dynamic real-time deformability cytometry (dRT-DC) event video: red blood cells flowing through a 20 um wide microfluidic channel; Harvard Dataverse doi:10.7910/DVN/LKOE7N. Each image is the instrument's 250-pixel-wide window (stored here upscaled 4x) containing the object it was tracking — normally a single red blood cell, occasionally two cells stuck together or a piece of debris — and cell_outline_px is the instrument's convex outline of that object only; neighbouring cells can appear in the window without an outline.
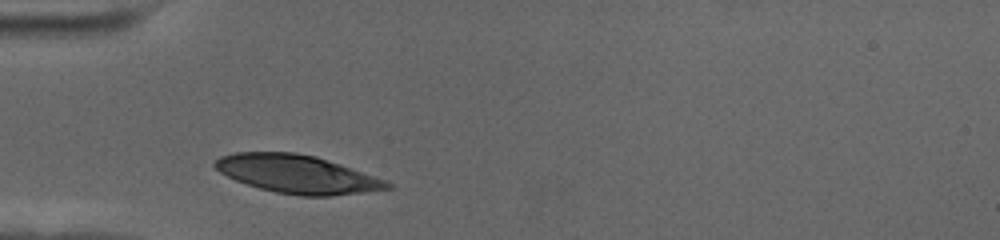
{"species": "human", "species_latin": "Homo sapiens", "temperature_condition": "cold", "stored_images_in_passage": 22, "camera_frame_rate_fps": 3000, "um_per_image_px": 0.085, "donor": {"sex": "female"}, "frame": {"image": 1, "passage_image": 1, "time_ms": 0.0, "image_size_px": [1000, 240], "cell_outline_px": [[392, 188], [332, 196], [300, 196], [276, 192], [260, 188], [236, 180], [220, 172], [212, 164], [220, 156], [236, 152], [296, 152], [316, 156], [340, 164], [384, 180], [392, 184]], "centroid_in_image_um": [25.23, 14.79], "position_along_channel_um": 59.8, "area_um2": 37.97}}
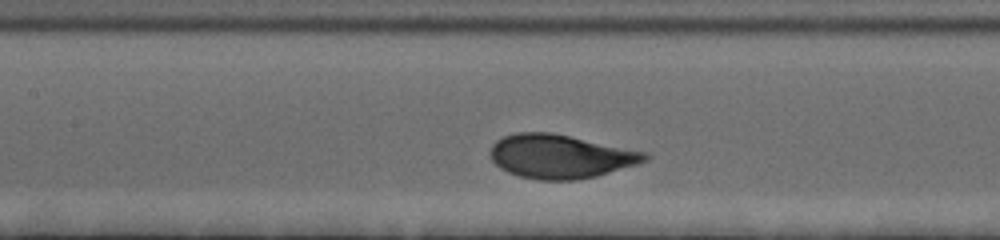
{"frame": {"image": 2, "passage_image": 10, "time_ms": 3.0, "image_size_px": [1000, 240], "cell_outline_px": [[652, 156], [648, 160], [636, 164], [596, 176], [580, 180], [536, 180], [516, 176], [500, 168], [492, 160], [488, 152], [492, 144], [496, 140], [504, 136], [516, 132], [548, 132], [648, 152]], "centroid_in_image_um": [47.6, 13.3], "position_along_channel_um": 159.8, "area_um2": 39.59}}
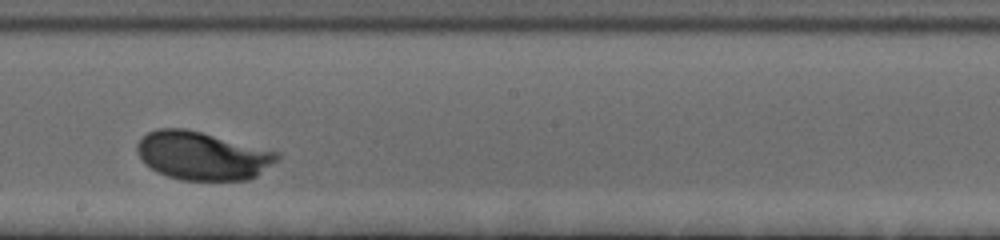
{"frame": {"image": 3, "passage_image": 16, "time_ms": 5.0, "image_size_px": [1000, 240], "cell_outline_px": [[280, 160], [256, 176], [248, 180], [180, 180], [156, 172], [144, 164], [140, 160], [136, 152], [136, 144], [148, 132], [156, 128], [184, 128], [280, 152]], "centroid_in_image_um": [17.19, 13.25], "position_along_channel_um": 231.0, "area_um2": 39.65}}